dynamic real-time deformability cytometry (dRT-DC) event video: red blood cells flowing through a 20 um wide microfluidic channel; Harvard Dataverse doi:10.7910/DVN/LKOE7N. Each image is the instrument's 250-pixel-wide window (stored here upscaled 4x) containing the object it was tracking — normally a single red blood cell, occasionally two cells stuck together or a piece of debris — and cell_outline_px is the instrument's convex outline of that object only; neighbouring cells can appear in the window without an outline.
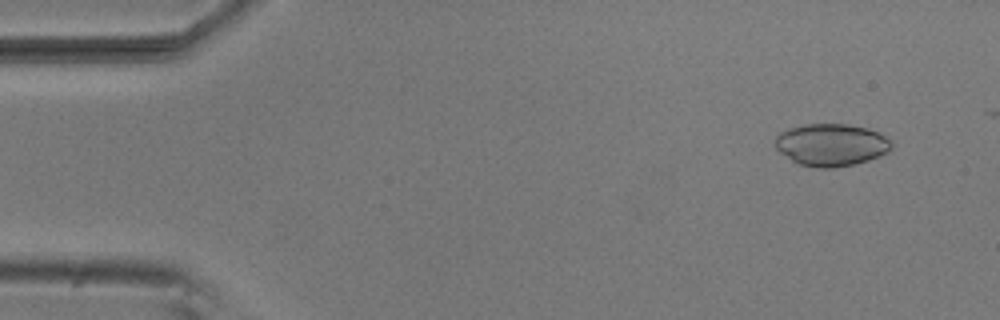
{"species": "common noctule bat (a hibernating species)", "species_latin": "Nyctalus noctula", "temperature_condition": "room temperature", "stored_images_in_passage": 48, "camera_frame_rate_fps": 3000, "um_per_image_px": 0.085, "animal": {"sex": "male", "body_mass_g": 20.5, "forearm_length_mm": 52.5}, "frame": {"image": 1, "passage_image": 4, "time_ms": 1.0, "image_size_px": [1000, 320], "cell_outline_px": [[892, 148], [888, 152], [868, 160], [852, 164], [832, 168], [816, 168], [800, 164], [792, 160], [780, 152], [776, 148], [776, 136], [780, 132], [788, 128], [804, 124], [848, 124], [868, 128], [892, 140]], "centroid_in_image_um": [70.66, 12.3], "position_along_channel_um": 14.3, "area_um2": 28.61}}
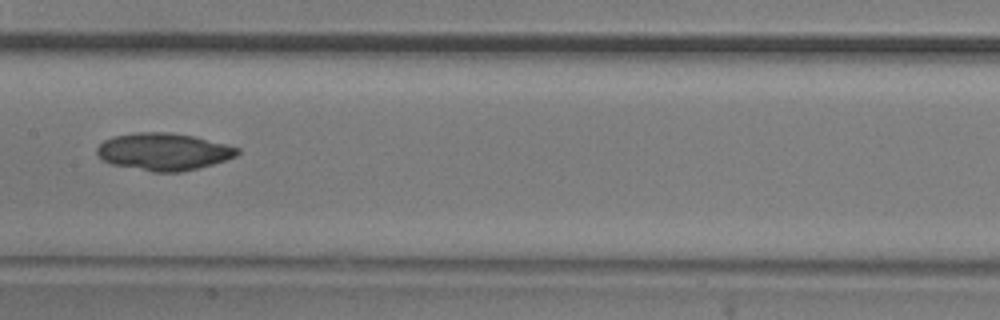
{"frame": {"image": 2, "passage_image": 26, "time_ms": 8.333, "image_size_px": [1000, 320], "cell_outline_px": [[240, 152], [236, 156], [212, 164], [180, 172], [152, 172], [112, 164], [104, 160], [96, 152], [96, 148], [104, 140], [112, 136], [136, 132], [172, 132], [196, 136], [228, 144], [240, 148]], "centroid_in_image_um": [13.93, 12.87], "position_along_channel_um": 193.5, "area_um2": 30.63}}
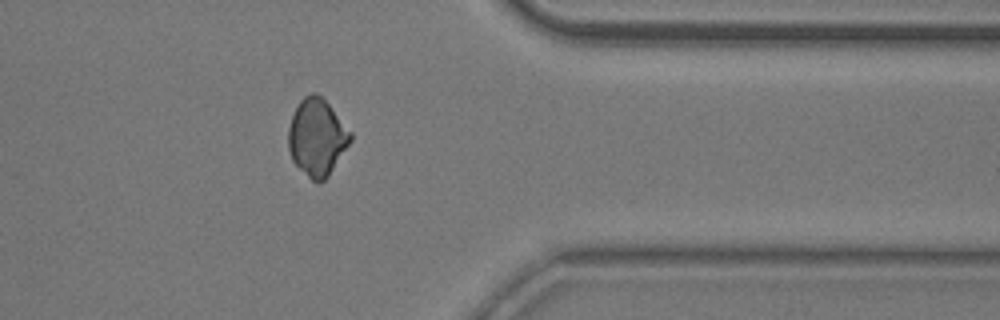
{"frame": {"image": 3, "passage_image": 42, "time_ms": 13.667, "image_size_px": [1000, 320], "cell_outline_px": [[352, 140], [328, 176], [320, 184], [316, 184], [292, 160], [288, 148], [288, 128], [292, 116], [300, 100], [304, 96], [312, 92], [316, 92], [328, 104], [352, 132]], "centroid_in_image_um": [26.94, 11.68], "position_along_channel_um": 384.5, "area_um2": 27.74}}